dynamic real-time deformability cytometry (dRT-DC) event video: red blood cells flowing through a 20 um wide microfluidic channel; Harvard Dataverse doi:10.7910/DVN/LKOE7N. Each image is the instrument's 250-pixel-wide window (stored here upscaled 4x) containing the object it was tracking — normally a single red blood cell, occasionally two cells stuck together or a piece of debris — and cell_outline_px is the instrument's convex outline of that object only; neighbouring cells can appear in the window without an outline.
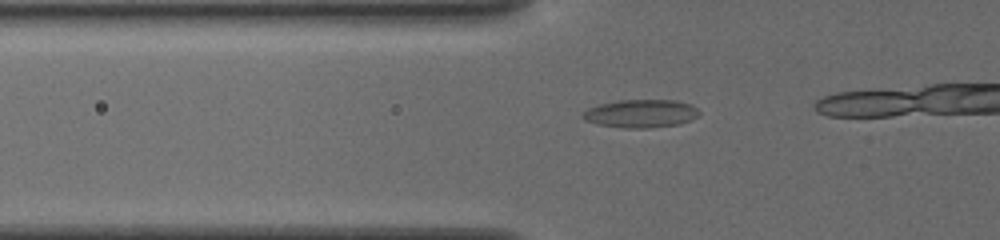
{"species": "common noctule bat (a hibernating species)", "species_latin": "Nyctalus noctula", "temperature_condition": "cold", "stored_images_in_passage": 20, "camera_frame_rate_fps": 3000, "um_per_image_px": 0.085, "animal": {"sex": "female", "body_mass_g": 19.5, "forearm_length_mm": 54.1}, "frame": {"image": 1, "passage_image": 15, "time_ms": 4.667, "image_size_px": [1000, 240], "cell_outline_px": [[700, 112], [696, 116], [680, 124], [644, 128], [624, 128], [596, 124], [584, 120], [580, 116], [588, 108], [600, 104], [620, 100], [672, 100], [688, 104], [696, 108]], "centroid_in_image_um": [54.41, 9.66], "position_along_channel_um": 71.4, "area_um2": 18.84}}